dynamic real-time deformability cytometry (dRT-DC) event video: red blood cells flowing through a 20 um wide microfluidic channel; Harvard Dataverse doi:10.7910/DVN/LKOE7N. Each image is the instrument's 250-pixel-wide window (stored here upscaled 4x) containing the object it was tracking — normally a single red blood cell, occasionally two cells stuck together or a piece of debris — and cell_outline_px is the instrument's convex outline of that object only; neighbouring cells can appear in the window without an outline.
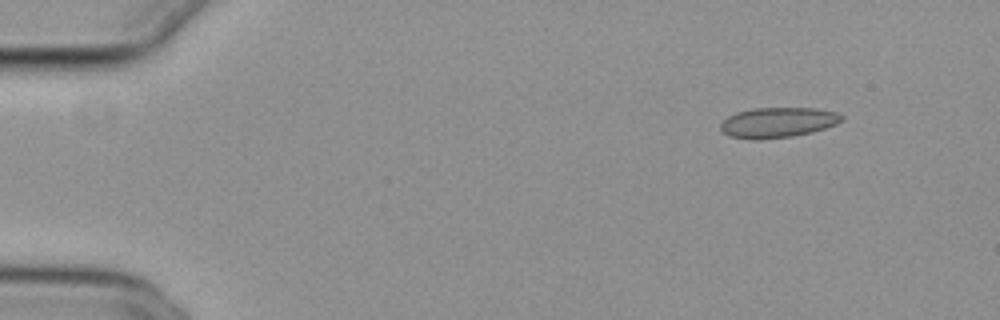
{"species": "common noctule bat (a hibernating species)", "species_latin": "Nyctalus noctula", "temperature_condition": "cold", "stored_images_in_passage": 49, "camera_frame_rate_fps": 3000, "um_per_image_px": 0.085, "animal": {"sex": "female", "body_mass_g": 29.2, "forearm_length_mm": 56.3}, "frame": {"image": 1, "passage_image": 1, "time_ms": 0.0, "image_size_px": [1000, 320], "cell_outline_px": [[844, 120], [836, 124], [812, 132], [792, 136], [756, 140], [732, 136], [724, 132], [720, 128], [720, 124], [728, 116], [736, 112], [752, 108], [816, 108], [836, 112], [844, 116]], "centroid_in_image_um": [66.14, 10.4], "position_along_channel_um": 18.9, "area_um2": 21.27}}
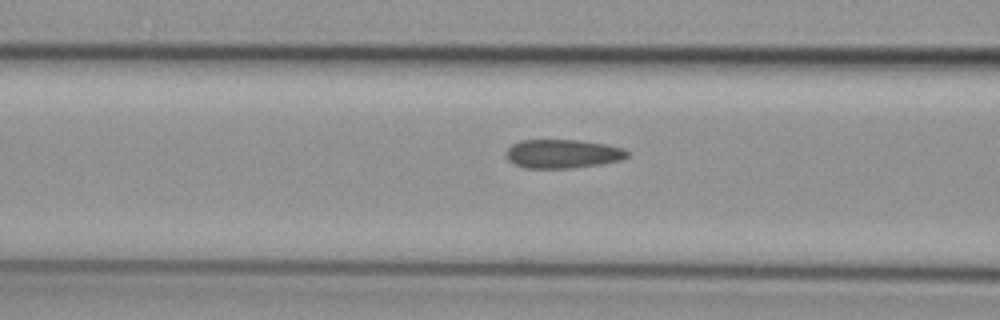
{"frame": {"image": 2, "passage_image": 17, "time_ms": 5.333, "image_size_px": [1000, 320], "cell_outline_px": [[628, 156], [624, 160], [600, 164], [568, 168], [524, 168], [512, 164], [504, 156], [504, 152], [512, 144], [520, 140], [580, 140], [608, 144], [624, 148], [628, 152]], "centroid_in_image_um": [47.8, 13.07], "position_along_channel_um": 118.8, "area_um2": 20.69}}
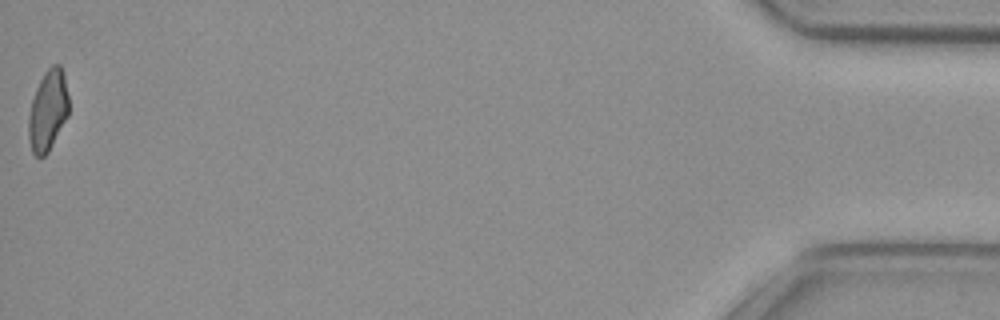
{"frame": {"image": 3, "passage_image": 49, "time_ms": 16.0, "image_size_px": [1000, 320], "cell_outline_px": [[68, 116], [48, 152], [44, 156], [36, 156], [32, 152], [28, 136], [28, 116], [32, 100], [36, 88], [44, 72], [52, 64], [60, 64], [64, 72], [68, 96]], "centroid_in_image_um": [4.07, 9.37], "position_along_channel_um": 431.1, "area_um2": 18.96}, "authors_computed_cell_mechanics": {"area_um2": 20.4612, "velocity_mm_per_s": 3.8508, "shape_relaxation_time_tau1_ms": null, "shape_relaxation_time_tau2_ms": 2.8842, "deformation_change_tau1": null, "deformation_change_tau2": 0.0838}}